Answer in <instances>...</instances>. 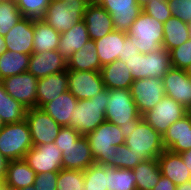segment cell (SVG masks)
Listing matches in <instances>:
<instances>
[{
  "label": "cell",
  "instance_id": "6da1fadb",
  "mask_svg": "<svg viewBox=\"0 0 191 190\" xmlns=\"http://www.w3.org/2000/svg\"><path fill=\"white\" fill-rule=\"evenodd\" d=\"M109 99V89H105L90 99L77 100L70 120V127L81 136L93 132L101 123L105 122V111Z\"/></svg>",
  "mask_w": 191,
  "mask_h": 190
},
{
  "label": "cell",
  "instance_id": "7a4b0ae2",
  "mask_svg": "<svg viewBox=\"0 0 191 190\" xmlns=\"http://www.w3.org/2000/svg\"><path fill=\"white\" fill-rule=\"evenodd\" d=\"M86 138L93 159L98 165L106 166L111 161L117 147L125 144L120 127L108 121L101 123L93 132L86 135Z\"/></svg>",
  "mask_w": 191,
  "mask_h": 190
},
{
  "label": "cell",
  "instance_id": "3957f363",
  "mask_svg": "<svg viewBox=\"0 0 191 190\" xmlns=\"http://www.w3.org/2000/svg\"><path fill=\"white\" fill-rule=\"evenodd\" d=\"M33 142L27 121L5 124L0 129V152L10 161L22 160Z\"/></svg>",
  "mask_w": 191,
  "mask_h": 190
},
{
  "label": "cell",
  "instance_id": "277c9868",
  "mask_svg": "<svg viewBox=\"0 0 191 190\" xmlns=\"http://www.w3.org/2000/svg\"><path fill=\"white\" fill-rule=\"evenodd\" d=\"M128 34L137 39L135 45L139 53H150L162 47L164 39L163 23L142 11L130 26Z\"/></svg>",
  "mask_w": 191,
  "mask_h": 190
},
{
  "label": "cell",
  "instance_id": "5b68a950",
  "mask_svg": "<svg viewBox=\"0 0 191 190\" xmlns=\"http://www.w3.org/2000/svg\"><path fill=\"white\" fill-rule=\"evenodd\" d=\"M90 0H73L69 3L51 1L42 20L55 31L65 32L83 20Z\"/></svg>",
  "mask_w": 191,
  "mask_h": 190
},
{
  "label": "cell",
  "instance_id": "8992f818",
  "mask_svg": "<svg viewBox=\"0 0 191 190\" xmlns=\"http://www.w3.org/2000/svg\"><path fill=\"white\" fill-rule=\"evenodd\" d=\"M125 144L130 150L139 155L144 161L158 159L165 150L162 143V135L155 131L144 119L125 139Z\"/></svg>",
  "mask_w": 191,
  "mask_h": 190
},
{
  "label": "cell",
  "instance_id": "52a82bcc",
  "mask_svg": "<svg viewBox=\"0 0 191 190\" xmlns=\"http://www.w3.org/2000/svg\"><path fill=\"white\" fill-rule=\"evenodd\" d=\"M141 117L130 89H109L106 121L120 127L123 123L138 121Z\"/></svg>",
  "mask_w": 191,
  "mask_h": 190
},
{
  "label": "cell",
  "instance_id": "ba28073f",
  "mask_svg": "<svg viewBox=\"0 0 191 190\" xmlns=\"http://www.w3.org/2000/svg\"><path fill=\"white\" fill-rule=\"evenodd\" d=\"M190 111L174 99L164 96L154 108L144 113L143 119L160 135L174 122L182 119Z\"/></svg>",
  "mask_w": 191,
  "mask_h": 190
},
{
  "label": "cell",
  "instance_id": "9c48e42d",
  "mask_svg": "<svg viewBox=\"0 0 191 190\" xmlns=\"http://www.w3.org/2000/svg\"><path fill=\"white\" fill-rule=\"evenodd\" d=\"M25 120L28 123L33 145H43L54 142L62 128L42 108L27 109Z\"/></svg>",
  "mask_w": 191,
  "mask_h": 190
},
{
  "label": "cell",
  "instance_id": "30bf717a",
  "mask_svg": "<svg viewBox=\"0 0 191 190\" xmlns=\"http://www.w3.org/2000/svg\"><path fill=\"white\" fill-rule=\"evenodd\" d=\"M36 174L59 172L62 166V151L54 142L33 145L23 158Z\"/></svg>",
  "mask_w": 191,
  "mask_h": 190
},
{
  "label": "cell",
  "instance_id": "8fae6325",
  "mask_svg": "<svg viewBox=\"0 0 191 190\" xmlns=\"http://www.w3.org/2000/svg\"><path fill=\"white\" fill-rule=\"evenodd\" d=\"M130 90L141 115L154 108L165 96L163 81L153 77L134 80Z\"/></svg>",
  "mask_w": 191,
  "mask_h": 190
},
{
  "label": "cell",
  "instance_id": "7c38bea8",
  "mask_svg": "<svg viewBox=\"0 0 191 190\" xmlns=\"http://www.w3.org/2000/svg\"><path fill=\"white\" fill-rule=\"evenodd\" d=\"M5 91L27 109L36 107L38 79L29 72L9 76L0 81Z\"/></svg>",
  "mask_w": 191,
  "mask_h": 190
},
{
  "label": "cell",
  "instance_id": "4fadbf2b",
  "mask_svg": "<svg viewBox=\"0 0 191 190\" xmlns=\"http://www.w3.org/2000/svg\"><path fill=\"white\" fill-rule=\"evenodd\" d=\"M98 4L111 15L114 30L126 34L143 11L138 0H102Z\"/></svg>",
  "mask_w": 191,
  "mask_h": 190
},
{
  "label": "cell",
  "instance_id": "5bb4252c",
  "mask_svg": "<svg viewBox=\"0 0 191 190\" xmlns=\"http://www.w3.org/2000/svg\"><path fill=\"white\" fill-rule=\"evenodd\" d=\"M68 91L77 100L90 99L105 90L101 72L67 70Z\"/></svg>",
  "mask_w": 191,
  "mask_h": 190
},
{
  "label": "cell",
  "instance_id": "9a60e30c",
  "mask_svg": "<svg viewBox=\"0 0 191 190\" xmlns=\"http://www.w3.org/2000/svg\"><path fill=\"white\" fill-rule=\"evenodd\" d=\"M162 81L165 96L174 99L191 112V78L184 69L171 67Z\"/></svg>",
  "mask_w": 191,
  "mask_h": 190
},
{
  "label": "cell",
  "instance_id": "2e32d148",
  "mask_svg": "<svg viewBox=\"0 0 191 190\" xmlns=\"http://www.w3.org/2000/svg\"><path fill=\"white\" fill-rule=\"evenodd\" d=\"M9 51L31 55L33 53L34 19L22 17L4 36Z\"/></svg>",
  "mask_w": 191,
  "mask_h": 190
},
{
  "label": "cell",
  "instance_id": "e0dca14e",
  "mask_svg": "<svg viewBox=\"0 0 191 190\" xmlns=\"http://www.w3.org/2000/svg\"><path fill=\"white\" fill-rule=\"evenodd\" d=\"M164 149L183 153L191 149V112L171 124L162 136Z\"/></svg>",
  "mask_w": 191,
  "mask_h": 190
},
{
  "label": "cell",
  "instance_id": "ac0fdd59",
  "mask_svg": "<svg viewBox=\"0 0 191 190\" xmlns=\"http://www.w3.org/2000/svg\"><path fill=\"white\" fill-rule=\"evenodd\" d=\"M58 148L62 151V166L64 169L84 171L95 164L86 136H81L67 147Z\"/></svg>",
  "mask_w": 191,
  "mask_h": 190
},
{
  "label": "cell",
  "instance_id": "d6986e66",
  "mask_svg": "<svg viewBox=\"0 0 191 190\" xmlns=\"http://www.w3.org/2000/svg\"><path fill=\"white\" fill-rule=\"evenodd\" d=\"M65 70H67V60L57 50L32 53L30 55L27 72L34 75L37 79Z\"/></svg>",
  "mask_w": 191,
  "mask_h": 190
},
{
  "label": "cell",
  "instance_id": "ffe728a7",
  "mask_svg": "<svg viewBox=\"0 0 191 190\" xmlns=\"http://www.w3.org/2000/svg\"><path fill=\"white\" fill-rule=\"evenodd\" d=\"M83 20L87 26L89 39L93 41L101 39L114 30L111 15L99 4L89 3Z\"/></svg>",
  "mask_w": 191,
  "mask_h": 190
},
{
  "label": "cell",
  "instance_id": "44dd1931",
  "mask_svg": "<svg viewBox=\"0 0 191 190\" xmlns=\"http://www.w3.org/2000/svg\"><path fill=\"white\" fill-rule=\"evenodd\" d=\"M68 91L67 70L50 74L38 79L36 107L42 108L46 103L56 99L63 92Z\"/></svg>",
  "mask_w": 191,
  "mask_h": 190
},
{
  "label": "cell",
  "instance_id": "7402d4cb",
  "mask_svg": "<svg viewBox=\"0 0 191 190\" xmlns=\"http://www.w3.org/2000/svg\"><path fill=\"white\" fill-rule=\"evenodd\" d=\"M157 160L161 174L173 181L176 186L191 180V172L179 153L165 149Z\"/></svg>",
  "mask_w": 191,
  "mask_h": 190
},
{
  "label": "cell",
  "instance_id": "603a6c76",
  "mask_svg": "<svg viewBox=\"0 0 191 190\" xmlns=\"http://www.w3.org/2000/svg\"><path fill=\"white\" fill-rule=\"evenodd\" d=\"M89 40L85 21H79L71 29L61 33L57 51L65 60H68L72 54L80 50Z\"/></svg>",
  "mask_w": 191,
  "mask_h": 190
},
{
  "label": "cell",
  "instance_id": "cb8c5ba5",
  "mask_svg": "<svg viewBox=\"0 0 191 190\" xmlns=\"http://www.w3.org/2000/svg\"><path fill=\"white\" fill-rule=\"evenodd\" d=\"M126 37V33L113 30L108 35L94 41L102 67L122 57Z\"/></svg>",
  "mask_w": 191,
  "mask_h": 190
},
{
  "label": "cell",
  "instance_id": "d4e9b609",
  "mask_svg": "<svg viewBox=\"0 0 191 190\" xmlns=\"http://www.w3.org/2000/svg\"><path fill=\"white\" fill-rule=\"evenodd\" d=\"M76 103L77 98L70 91H65L56 99L46 103L42 109L61 127H70V120L72 119Z\"/></svg>",
  "mask_w": 191,
  "mask_h": 190
},
{
  "label": "cell",
  "instance_id": "484cf974",
  "mask_svg": "<svg viewBox=\"0 0 191 190\" xmlns=\"http://www.w3.org/2000/svg\"><path fill=\"white\" fill-rule=\"evenodd\" d=\"M100 72L106 89H130L134 81L130 69L119 59L104 65Z\"/></svg>",
  "mask_w": 191,
  "mask_h": 190
},
{
  "label": "cell",
  "instance_id": "4316f807",
  "mask_svg": "<svg viewBox=\"0 0 191 190\" xmlns=\"http://www.w3.org/2000/svg\"><path fill=\"white\" fill-rule=\"evenodd\" d=\"M101 62L97 54L96 44L89 40L67 60V70L101 71Z\"/></svg>",
  "mask_w": 191,
  "mask_h": 190
},
{
  "label": "cell",
  "instance_id": "83f0119b",
  "mask_svg": "<svg viewBox=\"0 0 191 190\" xmlns=\"http://www.w3.org/2000/svg\"><path fill=\"white\" fill-rule=\"evenodd\" d=\"M36 173L22 160L10 161L7 167L4 183L15 189H22L34 184Z\"/></svg>",
  "mask_w": 191,
  "mask_h": 190
},
{
  "label": "cell",
  "instance_id": "f1b7e54d",
  "mask_svg": "<svg viewBox=\"0 0 191 190\" xmlns=\"http://www.w3.org/2000/svg\"><path fill=\"white\" fill-rule=\"evenodd\" d=\"M61 33L41 20H34L33 53L57 50Z\"/></svg>",
  "mask_w": 191,
  "mask_h": 190
},
{
  "label": "cell",
  "instance_id": "f546056e",
  "mask_svg": "<svg viewBox=\"0 0 191 190\" xmlns=\"http://www.w3.org/2000/svg\"><path fill=\"white\" fill-rule=\"evenodd\" d=\"M163 27L164 39L162 47L169 52L190 39L188 24L184 23L181 19L172 16L163 23Z\"/></svg>",
  "mask_w": 191,
  "mask_h": 190
},
{
  "label": "cell",
  "instance_id": "4dcf8cb0",
  "mask_svg": "<svg viewBox=\"0 0 191 190\" xmlns=\"http://www.w3.org/2000/svg\"><path fill=\"white\" fill-rule=\"evenodd\" d=\"M132 170L136 176L137 190H152L162 175L157 159L142 161Z\"/></svg>",
  "mask_w": 191,
  "mask_h": 190
},
{
  "label": "cell",
  "instance_id": "1f68e13d",
  "mask_svg": "<svg viewBox=\"0 0 191 190\" xmlns=\"http://www.w3.org/2000/svg\"><path fill=\"white\" fill-rule=\"evenodd\" d=\"M30 55L6 50L0 55V81L27 72Z\"/></svg>",
  "mask_w": 191,
  "mask_h": 190
},
{
  "label": "cell",
  "instance_id": "d6a6232c",
  "mask_svg": "<svg viewBox=\"0 0 191 190\" xmlns=\"http://www.w3.org/2000/svg\"><path fill=\"white\" fill-rule=\"evenodd\" d=\"M171 67L170 52L164 47L146 53V74H149V78L162 80Z\"/></svg>",
  "mask_w": 191,
  "mask_h": 190
},
{
  "label": "cell",
  "instance_id": "836d02e7",
  "mask_svg": "<svg viewBox=\"0 0 191 190\" xmlns=\"http://www.w3.org/2000/svg\"><path fill=\"white\" fill-rule=\"evenodd\" d=\"M107 190H137L136 176L131 169L105 166Z\"/></svg>",
  "mask_w": 191,
  "mask_h": 190
},
{
  "label": "cell",
  "instance_id": "e575fe53",
  "mask_svg": "<svg viewBox=\"0 0 191 190\" xmlns=\"http://www.w3.org/2000/svg\"><path fill=\"white\" fill-rule=\"evenodd\" d=\"M22 17L15 1H0V35L4 37Z\"/></svg>",
  "mask_w": 191,
  "mask_h": 190
},
{
  "label": "cell",
  "instance_id": "d590c367",
  "mask_svg": "<svg viewBox=\"0 0 191 190\" xmlns=\"http://www.w3.org/2000/svg\"><path fill=\"white\" fill-rule=\"evenodd\" d=\"M144 161L139 155L134 154L126 144L119 145L111 161L106 165L112 168L134 169Z\"/></svg>",
  "mask_w": 191,
  "mask_h": 190
},
{
  "label": "cell",
  "instance_id": "8d00e7d4",
  "mask_svg": "<svg viewBox=\"0 0 191 190\" xmlns=\"http://www.w3.org/2000/svg\"><path fill=\"white\" fill-rule=\"evenodd\" d=\"M56 184V190H85L84 171L62 168Z\"/></svg>",
  "mask_w": 191,
  "mask_h": 190
},
{
  "label": "cell",
  "instance_id": "74e56055",
  "mask_svg": "<svg viewBox=\"0 0 191 190\" xmlns=\"http://www.w3.org/2000/svg\"><path fill=\"white\" fill-rule=\"evenodd\" d=\"M105 165L93 164L84 170L85 190H107Z\"/></svg>",
  "mask_w": 191,
  "mask_h": 190
},
{
  "label": "cell",
  "instance_id": "f35d334b",
  "mask_svg": "<svg viewBox=\"0 0 191 190\" xmlns=\"http://www.w3.org/2000/svg\"><path fill=\"white\" fill-rule=\"evenodd\" d=\"M15 2L23 17L41 20L51 0H16Z\"/></svg>",
  "mask_w": 191,
  "mask_h": 190
},
{
  "label": "cell",
  "instance_id": "ab89813d",
  "mask_svg": "<svg viewBox=\"0 0 191 190\" xmlns=\"http://www.w3.org/2000/svg\"><path fill=\"white\" fill-rule=\"evenodd\" d=\"M27 108L5 91L4 123H16L25 119Z\"/></svg>",
  "mask_w": 191,
  "mask_h": 190
},
{
  "label": "cell",
  "instance_id": "60d3db41",
  "mask_svg": "<svg viewBox=\"0 0 191 190\" xmlns=\"http://www.w3.org/2000/svg\"><path fill=\"white\" fill-rule=\"evenodd\" d=\"M142 10L162 23H165L173 16L167 0L149 1L142 6Z\"/></svg>",
  "mask_w": 191,
  "mask_h": 190
},
{
  "label": "cell",
  "instance_id": "b9f144b4",
  "mask_svg": "<svg viewBox=\"0 0 191 190\" xmlns=\"http://www.w3.org/2000/svg\"><path fill=\"white\" fill-rule=\"evenodd\" d=\"M171 66L177 69H185L191 64V38L184 44L170 51Z\"/></svg>",
  "mask_w": 191,
  "mask_h": 190
},
{
  "label": "cell",
  "instance_id": "7bdbcfd3",
  "mask_svg": "<svg viewBox=\"0 0 191 190\" xmlns=\"http://www.w3.org/2000/svg\"><path fill=\"white\" fill-rule=\"evenodd\" d=\"M124 62L127 68L130 69L134 80L149 78V74H146V53L126 57Z\"/></svg>",
  "mask_w": 191,
  "mask_h": 190
},
{
  "label": "cell",
  "instance_id": "ee69618b",
  "mask_svg": "<svg viewBox=\"0 0 191 190\" xmlns=\"http://www.w3.org/2000/svg\"><path fill=\"white\" fill-rule=\"evenodd\" d=\"M172 15L184 23L191 22V0H167Z\"/></svg>",
  "mask_w": 191,
  "mask_h": 190
},
{
  "label": "cell",
  "instance_id": "f6af8a7d",
  "mask_svg": "<svg viewBox=\"0 0 191 190\" xmlns=\"http://www.w3.org/2000/svg\"><path fill=\"white\" fill-rule=\"evenodd\" d=\"M58 172L36 174L34 181L35 190H56Z\"/></svg>",
  "mask_w": 191,
  "mask_h": 190
},
{
  "label": "cell",
  "instance_id": "bcb514c9",
  "mask_svg": "<svg viewBox=\"0 0 191 190\" xmlns=\"http://www.w3.org/2000/svg\"><path fill=\"white\" fill-rule=\"evenodd\" d=\"M80 137V133L74 128L65 126L60 129V132L55 138L54 143L57 147H67L73 142H76Z\"/></svg>",
  "mask_w": 191,
  "mask_h": 190
},
{
  "label": "cell",
  "instance_id": "7dc6e473",
  "mask_svg": "<svg viewBox=\"0 0 191 190\" xmlns=\"http://www.w3.org/2000/svg\"><path fill=\"white\" fill-rule=\"evenodd\" d=\"M135 42H137V39L127 33V37L125 38V43L122 50V57H120L119 60L124 62L126 57L137 56V54H139Z\"/></svg>",
  "mask_w": 191,
  "mask_h": 190
},
{
  "label": "cell",
  "instance_id": "c3c4849f",
  "mask_svg": "<svg viewBox=\"0 0 191 190\" xmlns=\"http://www.w3.org/2000/svg\"><path fill=\"white\" fill-rule=\"evenodd\" d=\"M176 185L169 178L161 175L159 182L154 186L152 190H176Z\"/></svg>",
  "mask_w": 191,
  "mask_h": 190
},
{
  "label": "cell",
  "instance_id": "681fc988",
  "mask_svg": "<svg viewBox=\"0 0 191 190\" xmlns=\"http://www.w3.org/2000/svg\"><path fill=\"white\" fill-rule=\"evenodd\" d=\"M143 119V116L138 121H129L127 123H123L120 125V131L124 137L127 139L129 134L133 132V130L137 127L138 123Z\"/></svg>",
  "mask_w": 191,
  "mask_h": 190
},
{
  "label": "cell",
  "instance_id": "f907efd6",
  "mask_svg": "<svg viewBox=\"0 0 191 190\" xmlns=\"http://www.w3.org/2000/svg\"><path fill=\"white\" fill-rule=\"evenodd\" d=\"M10 160L3 156L0 152V177L4 180L6 176L7 167Z\"/></svg>",
  "mask_w": 191,
  "mask_h": 190
},
{
  "label": "cell",
  "instance_id": "816d5d0a",
  "mask_svg": "<svg viewBox=\"0 0 191 190\" xmlns=\"http://www.w3.org/2000/svg\"><path fill=\"white\" fill-rule=\"evenodd\" d=\"M4 106H5V88L0 82V116L4 122Z\"/></svg>",
  "mask_w": 191,
  "mask_h": 190
},
{
  "label": "cell",
  "instance_id": "f5cc1de1",
  "mask_svg": "<svg viewBox=\"0 0 191 190\" xmlns=\"http://www.w3.org/2000/svg\"><path fill=\"white\" fill-rule=\"evenodd\" d=\"M180 156L183 162L185 163V165L187 166V168L189 169V171L191 172V149L183 153H180Z\"/></svg>",
  "mask_w": 191,
  "mask_h": 190
},
{
  "label": "cell",
  "instance_id": "db71d44e",
  "mask_svg": "<svg viewBox=\"0 0 191 190\" xmlns=\"http://www.w3.org/2000/svg\"><path fill=\"white\" fill-rule=\"evenodd\" d=\"M176 190H191V180H188L181 185H177Z\"/></svg>",
  "mask_w": 191,
  "mask_h": 190
},
{
  "label": "cell",
  "instance_id": "11a10c76",
  "mask_svg": "<svg viewBox=\"0 0 191 190\" xmlns=\"http://www.w3.org/2000/svg\"><path fill=\"white\" fill-rule=\"evenodd\" d=\"M7 50L5 39L0 35V55H2Z\"/></svg>",
  "mask_w": 191,
  "mask_h": 190
},
{
  "label": "cell",
  "instance_id": "9f6ffc18",
  "mask_svg": "<svg viewBox=\"0 0 191 190\" xmlns=\"http://www.w3.org/2000/svg\"><path fill=\"white\" fill-rule=\"evenodd\" d=\"M0 190H18V189H15L13 187H10L8 185H6L5 183L2 185V187L0 188Z\"/></svg>",
  "mask_w": 191,
  "mask_h": 190
},
{
  "label": "cell",
  "instance_id": "6f0895ef",
  "mask_svg": "<svg viewBox=\"0 0 191 190\" xmlns=\"http://www.w3.org/2000/svg\"><path fill=\"white\" fill-rule=\"evenodd\" d=\"M185 73L191 78V64L184 69Z\"/></svg>",
  "mask_w": 191,
  "mask_h": 190
},
{
  "label": "cell",
  "instance_id": "680465c9",
  "mask_svg": "<svg viewBox=\"0 0 191 190\" xmlns=\"http://www.w3.org/2000/svg\"><path fill=\"white\" fill-rule=\"evenodd\" d=\"M20 190H35V189H34V185H31V186L24 187Z\"/></svg>",
  "mask_w": 191,
  "mask_h": 190
},
{
  "label": "cell",
  "instance_id": "91938a15",
  "mask_svg": "<svg viewBox=\"0 0 191 190\" xmlns=\"http://www.w3.org/2000/svg\"><path fill=\"white\" fill-rule=\"evenodd\" d=\"M149 1H152V0H138L139 4H140L141 6H143L144 4H146V3L149 2Z\"/></svg>",
  "mask_w": 191,
  "mask_h": 190
},
{
  "label": "cell",
  "instance_id": "94428289",
  "mask_svg": "<svg viewBox=\"0 0 191 190\" xmlns=\"http://www.w3.org/2000/svg\"><path fill=\"white\" fill-rule=\"evenodd\" d=\"M51 1H57V2H62V3H69L73 0H51Z\"/></svg>",
  "mask_w": 191,
  "mask_h": 190
},
{
  "label": "cell",
  "instance_id": "6125c7cd",
  "mask_svg": "<svg viewBox=\"0 0 191 190\" xmlns=\"http://www.w3.org/2000/svg\"><path fill=\"white\" fill-rule=\"evenodd\" d=\"M100 1H102V0H90V3H92V4H98Z\"/></svg>",
  "mask_w": 191,
  "mask_h": 190
},
{
  "label": "cell",
  "instance_id": "be15d7a7",
  "mask_svg": "<svg viewBox=\"0 0 191 190\" xmlns=\"http://www.w3.org/2000/svg\"><path fill=\"white\" fill-rule=\"evenodd\" d=\"M5 123L2 121L1 116H0V129L4 127Z\"/></svg>",
  "mask_w": 191,
  "mask_h": 190
},
{
  "label": "cell",
  "instance_id": "e7e4bbea",
  "mask_svg": "<svg viewBox=\"0 0 191 190\" xmlns=\"http://www.w3.org/2000/svg\"><path fill=\"white\" fill-rule=\"evenodd\" d=\"M3 184H4V180L0 177V188L2 187Z\"/></svg>",
  "mask_w": 191,
  "mask_h": 190
},
{
  "label": "cell",
  "instance_id": "03108f58",
  "mask_svg": "<svg viewBox=\"0 0 191 190\" xmlns=\"http://www.w3.org/2000/svg\"><path fill=\"white\" fill-rule=\"evenodd\" d=\"M189 27V33H190V38H191V22L188 24Z\"/></svg>",
  "mask_w": 191,
  "mask_h": 190
},
{
  "label": "cell",
  "instance_id": "003e7915",
  "mask_svg": "<svg viewBox=\"0 0 191 190\" xmlns=\"http://www.w3.org/2000/svg\"><path fill=\"white\" fill-rule=\"evenodd\" d=\"M0 1H16V0H0Z\"/></svg>",
  "mask_w": 191,
  "mask_h": 190
}]
</instances>
